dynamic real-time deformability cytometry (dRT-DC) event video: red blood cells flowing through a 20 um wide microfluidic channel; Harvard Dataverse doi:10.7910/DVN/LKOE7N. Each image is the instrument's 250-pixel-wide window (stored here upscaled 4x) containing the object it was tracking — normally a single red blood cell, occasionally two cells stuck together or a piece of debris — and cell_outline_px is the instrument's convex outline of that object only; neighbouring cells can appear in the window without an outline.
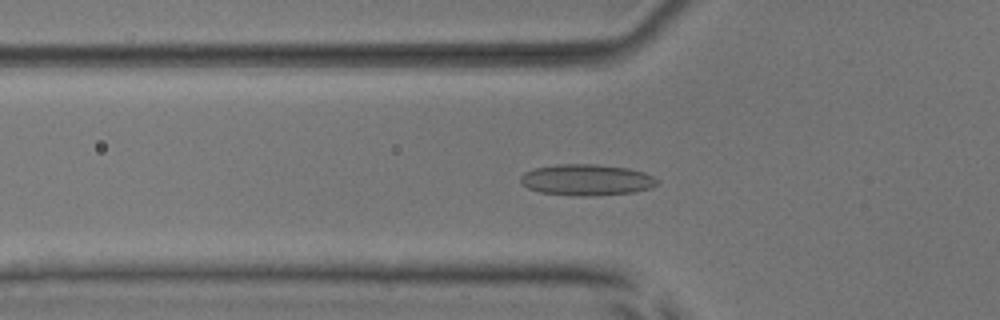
{"species": "common noctule bat (a hibernating species)", "species_latin": "Nyctalus noctula", "temperature_condition": "room temperature", "stored_images_in_passage": 54, "camera_frame_rate_fps": 3000, "um_per_image_px": 0.085, "animal": {"sex": "male", "body_mass_g": 17.9, "forearm_length_mm": 54.2}, "frame": {"image": 1, "passage_image": 19, "time_ms": 6.0, "image_size_px": [1000, 320], "cell_outline_px": [[660, 184], [652, 188], [632, 192], [588, 196], [580, 196], [540, 192], [528, 188], [520, 180], [520, 176], [524, 172], [532, 168], [556, 164], [596, 164], [628, 168], [644, 172], [660, 180]], "centroid_in_image_um": [49.88, 15.28], "position_along_channel_um": 75.9, "area_um2": 24.97}}
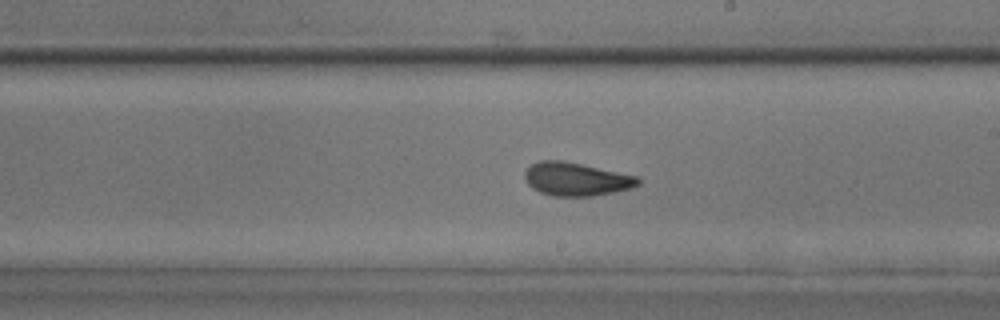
{"frame": {"image": 2, "passage_image": 32, "time_ms": 10.333, "image_size_px": [1000, 320], "cell_outline_px": [[640, 184], [632, 188], [592, 196], [552, 196], [540, 192], [532, 188], [528, 184], [524, 176], [524, 172], [532, 164], [540, 160], [560, 160], [640, 176]], "centroid_in_image_um": [48.99, 15.23], "position_along_channel_um": 240.0, "area_um2": 21.96}}
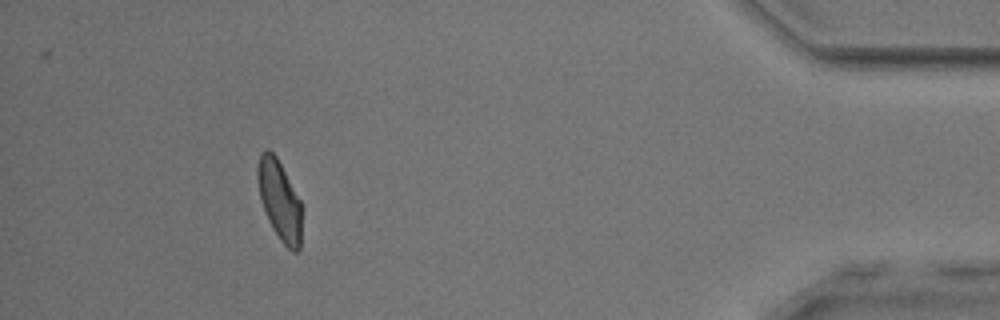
{"frame": {"image": 3, "passage_image": 50, "time_ms": 16.333, "image_size_px": [1000, 320], "cell_outline_px": [[300, 248], [296, 252], [292, 252], [280, 240], [272, 228], [268, 220], [260, 200], [256, 176], [256, 168], [260, 152], [264, 148], [268, 148], [276, 156], [300, 200]], "centroid_in_image_um": [23.71, 16.98], "position_along_channel_um": 411.5, "area_um2": 20.52}, "authors_computed_cell_mechanics": {"area_um2": 22.0507, "velocity_mm_per_s": 3.7929, "shape_relaxation_time_tau1_ms": 5.4442, "shape_relaxation_time_tau2_ms": 1.5853, "deformation_change_tau1": 0.1411, "deformation_change_tau2": 0.0798}}